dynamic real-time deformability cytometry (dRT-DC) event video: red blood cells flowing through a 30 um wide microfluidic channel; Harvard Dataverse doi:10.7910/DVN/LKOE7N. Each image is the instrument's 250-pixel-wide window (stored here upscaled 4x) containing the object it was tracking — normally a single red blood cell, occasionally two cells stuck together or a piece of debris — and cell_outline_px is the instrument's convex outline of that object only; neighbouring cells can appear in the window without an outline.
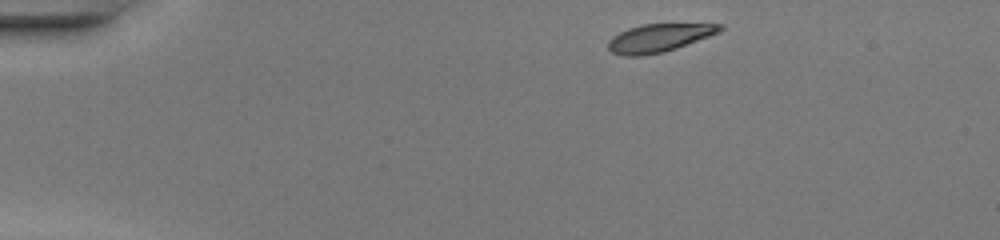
{"species": "common noctule bat (a hibernating species)", "species_latin": "Nyctalus noctula", "temperature_condition": "warm", "stored_images_in_passage": 41, "camera_frame_rate_fps": 3000, "um_per_image_px": 0.085, "animal": {"sex": "female", "body_mass_g": 20.0, "forearm_length_mm": 54.0}, "frame": {"image": 1, "passage_image": 1, "time_ms": 0.0, "image_size_px": [1000, 240], "cell_outline_px": [[724, 28], [720, 32], [676, 48], [664, 52], [644, 56], [624, 56], [612, 52], [608, 48], [608, 40], [612, 36], [628, 28], [644, 24], [724, 24]], "centroid_in_image_um": [56.0, 3.23], "position_along_channel_um": 29.0, "area_um2": 18.26}}
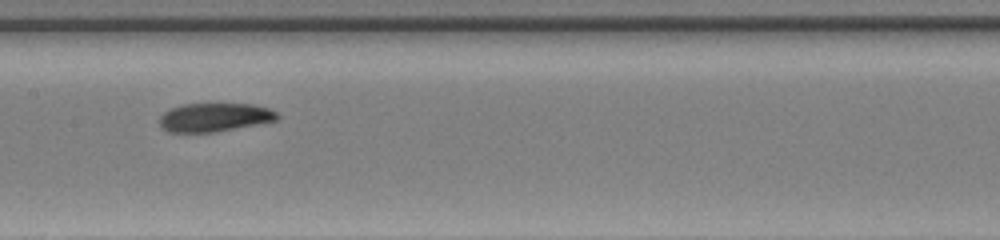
{"frame": {"image": 2, "passage_image": 18, "time_ms": 5.667, "image_size_px": [1000, 240], "cell_outline_px": [[280, 120], [216, 132], [168, 132], [160, 128], [160, 116], [164, 112], [172, 108], [184, 104], [252, 104], [268, 108], [276, 112], [280, 116]], "centroid_in_image_um": [18.26, 9.98], "position_along_channel_um": 189.1, "area_um2": 19.71}}
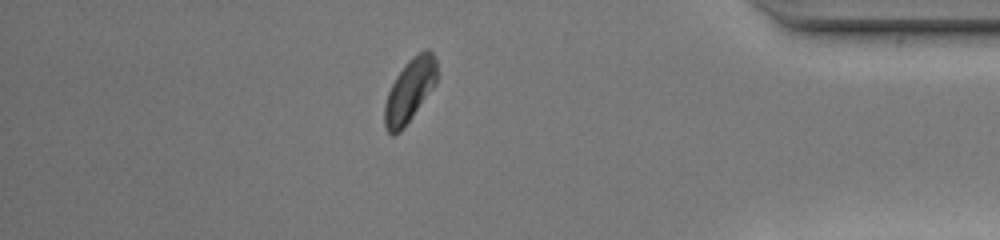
{"frame": {"image": 3, "passage_image": 35, "time_ms": 11.333, "image_size_px": [1000, 240], "cell_outline_px": [[436, 84], [404, 128], [400, 132], [392, 136], [384, 128], [384, 104], [388, 92], [396, 76], [404, 64], [416, 52], [424, 48], [428, 48], [432, 52], [436, 60]], "centroid_in_image_um": [34.81, 7.68], "position_along_channel_um": 400.4, "area_um2": 19.54}, "authors_computed_cell_mechanics": {"area_um2": 19.7098, "velocity_mm_per_s": 4.2688, "shape_relaxation_time_tau1_ms": 3.034, "shape_relaxation_time_tau2_ms": 1.7781, "deformation_change_tau1": 0.1363, "deformation_change_tau2": 0.0677}}